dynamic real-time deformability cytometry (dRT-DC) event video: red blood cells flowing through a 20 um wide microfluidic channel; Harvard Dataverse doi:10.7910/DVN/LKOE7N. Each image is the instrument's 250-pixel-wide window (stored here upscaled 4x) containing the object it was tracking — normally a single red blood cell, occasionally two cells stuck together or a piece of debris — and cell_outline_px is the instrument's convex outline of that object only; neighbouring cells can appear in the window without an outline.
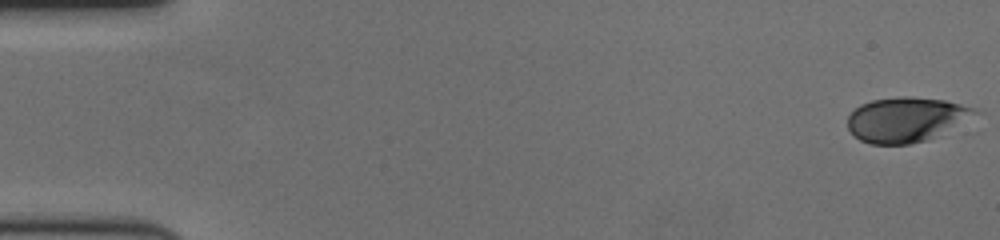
{"species": "human", "species_latin": "Homo sapiens", "temperature_condition": "cold", "stored_images_in_passage": 60, "camera_frame_rate_fps": 3000, "um_per_image_px": 0.085, "donor": {"sex": "female"}, "frame": {"image": 1, "passage_image": 1, "time_ms": 0.0, "image_size_px": [1000, 240], "cell_outline_px": [[984, 112], [928, 140], [908, 144], [872, 144], [860, 140], [848, 128], [848, 116], [860, 104], [872, 100], [900, 96], [912, 96], [944, 100], [960, 104]], "centroid_in_image_um": [77.04, 10.15], "position_along_channel_um": 8.0, "area_um2": 33.18}}
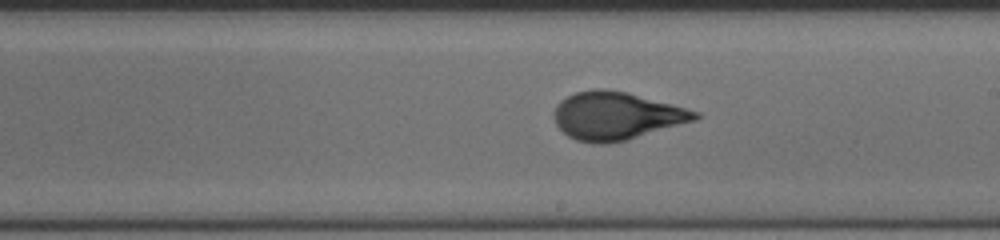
{"frame": {"image": 2, "passage_image": 35, "time_ms": 11.333, "image_size_px": [1000, 240], "cell_outline_px": [[700, 116], [696, 120], [628, 140], [608, 144], [592, 144], [576, 140], [568, 136], [556, 124], [552, 112], [556, 104], [560, 100], [576, 92], [592, 88], [604, 88], [628, 92], [672, 104], [700, 112]], "centroid_in_image_um": [52.37, 9.85], "position_along_channel_um": 236.6, "area_um2": 39.71}}
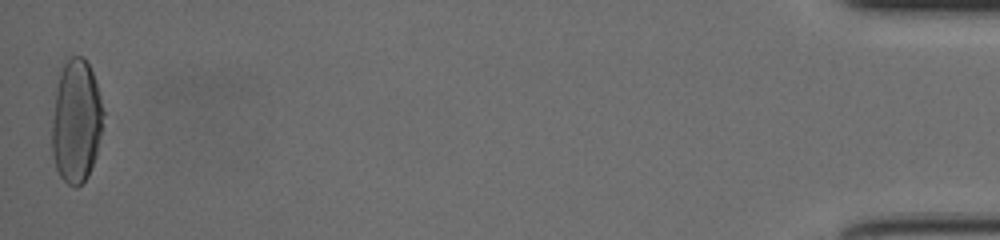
{"frame": {"image": 3, "passage_image": 60, "time_ms": 19.667, "image_size_px": [1000, 240], "cell_outline_px": [[104, 128], [96, 156], [88, 176], [76, 188], [68, 184], [60, 176], [56, 168], [52, 152], [52, 120], [56, 88], [60, 72], [68, 56], [84, 56], [92, 72], [100, 96], [104, 112]], "centroid_in_image_um": [6.5, 10.31], "position_along_channel_um": 428.7, "area_um2": 37.28}, "authors_computed_cell_mechanics": {"area_um2": 37.8301, "velocity_mm_per_s": 3.4536, "shape_relaxation_time_tau1_ms": 4.8244, "shape_relaxation_time_tau2_ms": null, "deformation_change_tau1": 0.1892, "deformation_change_tau2": null}}